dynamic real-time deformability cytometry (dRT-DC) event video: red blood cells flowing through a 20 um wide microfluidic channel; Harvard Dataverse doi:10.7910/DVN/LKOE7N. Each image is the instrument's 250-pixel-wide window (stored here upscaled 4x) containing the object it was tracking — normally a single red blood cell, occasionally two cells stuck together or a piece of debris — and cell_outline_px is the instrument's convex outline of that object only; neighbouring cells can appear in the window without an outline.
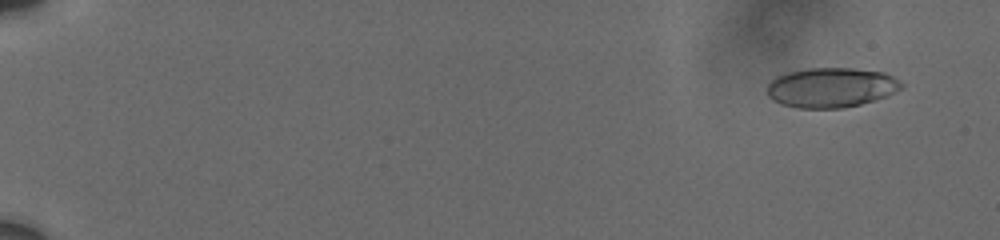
{"species": "human", "species_latin": "Homo sapiens", "temperature_condition": "cold", "stored_images_in_passage": 9, "camera_frame_rate_fps": 3000, "um_per_image_px": 0.085, "donor": {"sex": "male"}, "frame": {"image": 1, "passage_image": 2, "time_ms": 1.333, "image_size_px": [1000, 240], "cell_outline_px": [[904, 88], [888, 96], [876, 100], [844, 108], [800, 108], [784, 104], [772, 100], [768, 96], [768, 84], [776, 76], [784, 72], [808, 68], [852, 68], [884, 72], [900, 80], [904, 84]], "centroid_in_image_um": [70.69, 7.43], "position_along_channel_um": 14.3, "area_um2": 31.44}}
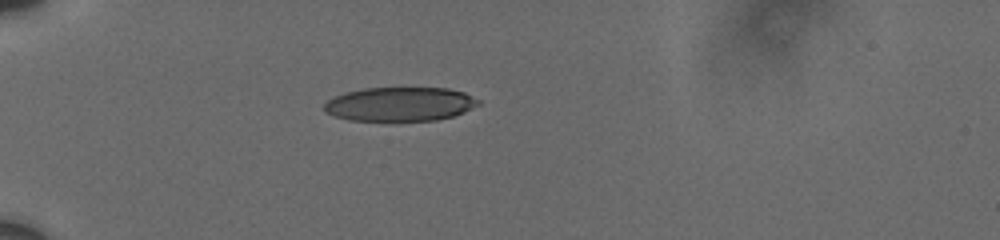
{"frame": {"image": 2, "passage_image": 7, "time_ms": 6.333, "image_size_px": [1000, 240], "cell_outline_px": [[480, 104], [464, 112], [452, 116], [436, 120], [348, 120], [324, 112], [324, 104], [328, 100], [336, 96], [348, 92], [364, 88], [448, 88], [464, 92], [480, 100]], "centroid_in_image_um": [34.02, 8.84], "position_along_channel_um": 51.0, "area_um2": 30.35}}
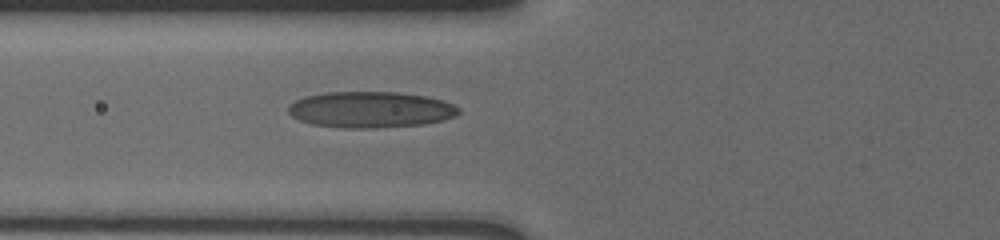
{"frame": {"image": 3, "passage_image": 9, "time_ms": 8.333, "image_size_px": [1000, 240], "cell_outline_px": [[460, 112], [456, 116], [424, 124], [376, 128], [340, 128], [312, 124], [300, 120], [292, 116], [288, 112], [288, 104], [304, 96], [328, 92], [396, 92], [424, 96], [440, 100], [452, 104], [460, 108]], "centroid_in_image_um": [31.46, 9.32], "position_along_channel_um": 94.3, "area_um2": 35.84}}